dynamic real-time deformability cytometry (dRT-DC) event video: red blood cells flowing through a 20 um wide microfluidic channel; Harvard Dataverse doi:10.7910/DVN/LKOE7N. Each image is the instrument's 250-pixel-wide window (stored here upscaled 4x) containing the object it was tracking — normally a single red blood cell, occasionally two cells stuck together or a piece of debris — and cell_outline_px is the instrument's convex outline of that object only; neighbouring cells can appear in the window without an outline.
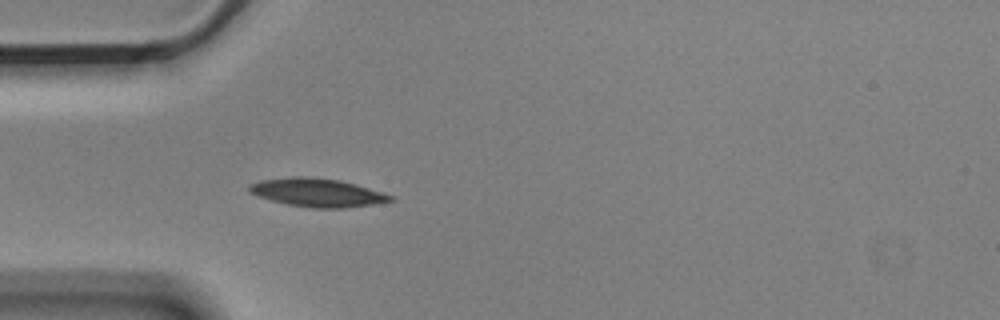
{"species": "Egyptian fruit bat (a non-hibernating species)", "species_latin": "Rousettus aegyptiacus", "temperature_condition": "cold", "stored_images_in_passage": 3, "camera_frame_rate_fps": 3000, "um_per_image_px": 0.085, "animal": {"sex": "male"}, "frame": {"image": 1, "passage_image": 3, "time_ms": 0.667, "image_size_px": [1000, 320], "cell_outline_px": [[396, 200], [372, 204], [344, 208], [312, 208], [288, 204], [272, 200], [248, 192], [248, 184], [260, 180], [292, 176], [304, 176], [340, 180], [384, 192], [396, 196]], "centroid_in_image_um": [27.0, 16.36], "position_along_channel_um": 58.0, "area_um2": 23.41}}